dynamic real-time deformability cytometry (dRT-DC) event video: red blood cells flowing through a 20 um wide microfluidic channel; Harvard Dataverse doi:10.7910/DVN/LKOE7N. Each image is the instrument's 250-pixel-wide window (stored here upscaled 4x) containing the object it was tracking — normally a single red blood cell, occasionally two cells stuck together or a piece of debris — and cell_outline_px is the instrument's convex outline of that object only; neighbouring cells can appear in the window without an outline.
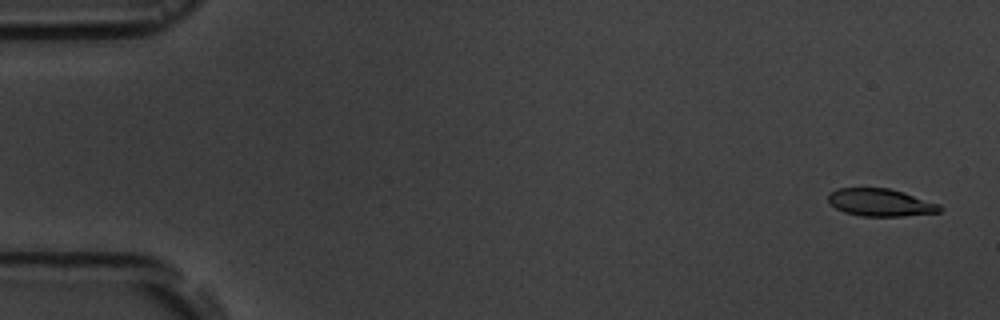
{"species": "common noctule bat (a hibernating species)", "species_latin": "Nyctalus noctula", "temperature_condition": "room temperature", "stored_images_in_passage": 5, "camera_frame_rate_fps": 3000, "um_per_image_px": 0.085, "animal": {"sex": "male", "body_mass_g": 19.5, "forearm_length_mm": 54.6}, "frame": {"image": 1, "passage_image": 1, "time_ms": 0.0, "image_size_px": [1000, 320], "cell_outline_px": [[944, 208], [940, 212], [904, 216], [860, 216], [844, 212], [836, 208], [828, 200], [828, 196], [836, 188], [888, 188], [904, 192], [940, 204]], "centroid_in_image_um": [74.88, 17.21], "position_along_channel_um": 10.1, "area_um2": 17.92}}
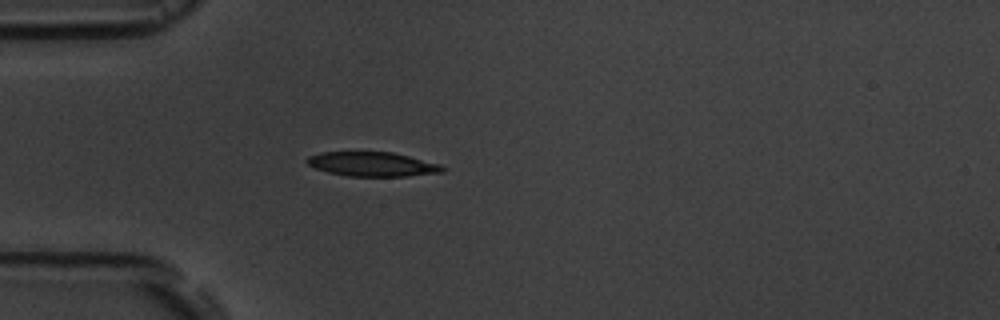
{"frame": {"image": 2, "passage_image": 5, "time_ms": 4.667, "image_size_px": [1000, 320], "cell_outline_px": [[444, 172], [408, 176], [348, 176], [328, 172], [316, 168], [308, 164], [304, 160], [308, 156], [320, 152], [392, 152], [440, 164], [444, 168]], "centroid_in_image_um": [31.63, 13.95], "position_along_channel_um": 53.4, "area_um2": 19.13}}